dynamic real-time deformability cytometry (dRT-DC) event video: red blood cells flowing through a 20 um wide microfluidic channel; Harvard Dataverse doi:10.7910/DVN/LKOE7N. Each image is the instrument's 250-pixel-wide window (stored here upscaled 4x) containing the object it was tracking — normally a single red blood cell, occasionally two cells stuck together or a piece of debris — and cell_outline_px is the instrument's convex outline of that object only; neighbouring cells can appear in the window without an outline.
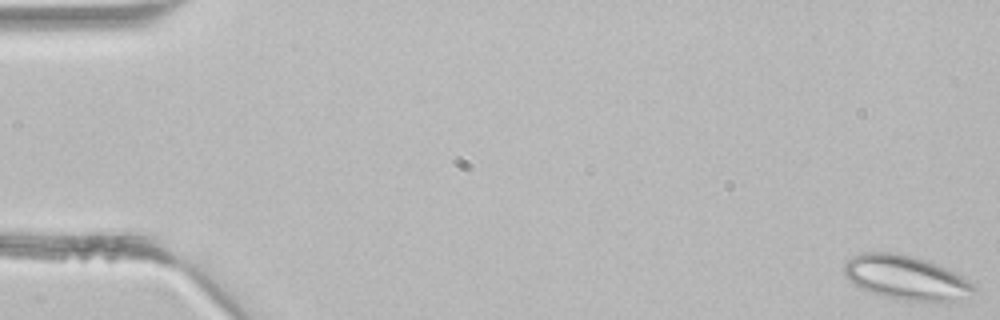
{"species": "common noctule bat (a hibernating species)", "species_latin": "Nyctalus noctula", "temperature_condition": "room temperature", "stored_images_in_passage": 4, "camera_frame_rate_fps": 3000, "um_per_image_px": 0.085, "animal": {"sex": "male", "body_mass_g": 21.5, "forearm_length_mm": 52.0}, "frame": {"image": 1, "passage_image": 1, "time_ms": 0.0, "image_size_px": [1000, 320], "cell_outline_px": [[976, 288], [972, 292], [948, 304], [932, 304], [904, 300], [884, 296], [872, 292], [848, 280], [844, 272], [844, 264], [852, 256], [864, 252], [892, 252], [916, 256], [936, 264], [968, 280]], "centroid_in_image_um": [77.02, 23.62], "position_along_channel_um": 8.0, "area_um2": 33.47}}